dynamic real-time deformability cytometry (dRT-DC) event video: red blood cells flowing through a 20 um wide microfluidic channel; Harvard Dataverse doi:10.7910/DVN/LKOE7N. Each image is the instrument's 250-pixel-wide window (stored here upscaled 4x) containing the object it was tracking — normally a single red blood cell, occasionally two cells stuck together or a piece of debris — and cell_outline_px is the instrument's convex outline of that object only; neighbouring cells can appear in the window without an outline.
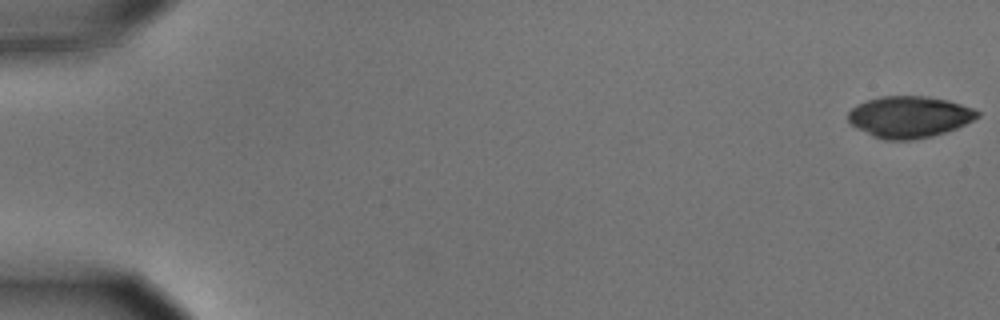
{"species": "common noctule bat (a hibernating species)", "species_latin": "Nyctalus noctula", "temperature_condition": "cold", "stored_images_in_passage": 9, "camera_frame_rate_fps": 3000, "um_per_image_px": 0.085, "animal": {"sex": "male", "body_mass_g": 15.6}, "frame": {"image": 1, "passage_image": 1, "time_ms": 0.0, "image_size_px": [1000, 320], "cell_outline_px": [[980, 116], [956, 128], [932, 136], [912, 140], [884, 140], [872, 136], [852, 124], [848, 120], [848, 112], [856, 104], [880, 96], [928, 96], [948, 100], [972, 108], [980, 112]], "centroid_in_image_um": [77.28, 9.93], "position_along_channel_um": 7.7, "area_um2": 31.15}}